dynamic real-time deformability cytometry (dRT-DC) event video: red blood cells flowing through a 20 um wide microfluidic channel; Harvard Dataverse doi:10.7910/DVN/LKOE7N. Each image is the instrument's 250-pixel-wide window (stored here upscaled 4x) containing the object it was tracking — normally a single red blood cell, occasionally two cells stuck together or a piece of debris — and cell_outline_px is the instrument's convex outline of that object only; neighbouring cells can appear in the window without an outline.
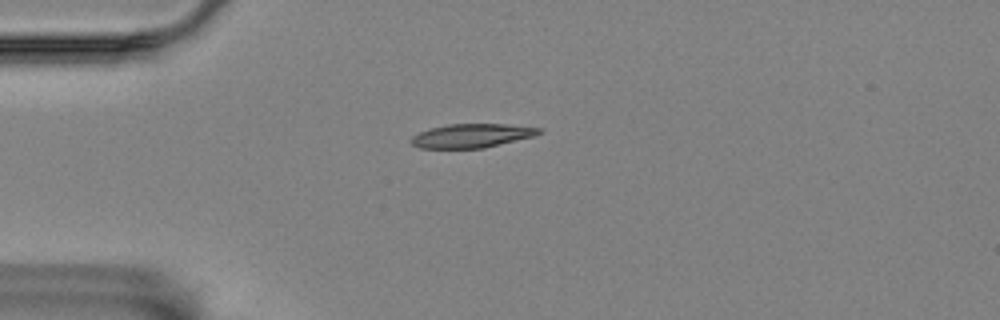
{"species": "Egyptian fruit bat (a non-hibernating species)", "species_latin": "Rousettus aegyptiacus", "temperature_condition": "room temperature", "stored_images_in_passage": 3, "camera_frame_rate_fps": 3000, "um_per_image_px": 0.085, "animal": {"sex": "female"}, "frame": {"image": 1, "passage_image": 3, "time_ms": 0.667, "image_size_px": [1000, 320], "cell_outline_px": [[544, 132], [536, 136], [484, 148], [420, 148], [412, 144], [412, 136], [420, 132], [432, 128], [448, 124], [504, 124], [544, 128]], "centroid_in_image_um": [40.19, 11.53], "position_along_channel_um": 44.8, "area_um2": 17.8}}